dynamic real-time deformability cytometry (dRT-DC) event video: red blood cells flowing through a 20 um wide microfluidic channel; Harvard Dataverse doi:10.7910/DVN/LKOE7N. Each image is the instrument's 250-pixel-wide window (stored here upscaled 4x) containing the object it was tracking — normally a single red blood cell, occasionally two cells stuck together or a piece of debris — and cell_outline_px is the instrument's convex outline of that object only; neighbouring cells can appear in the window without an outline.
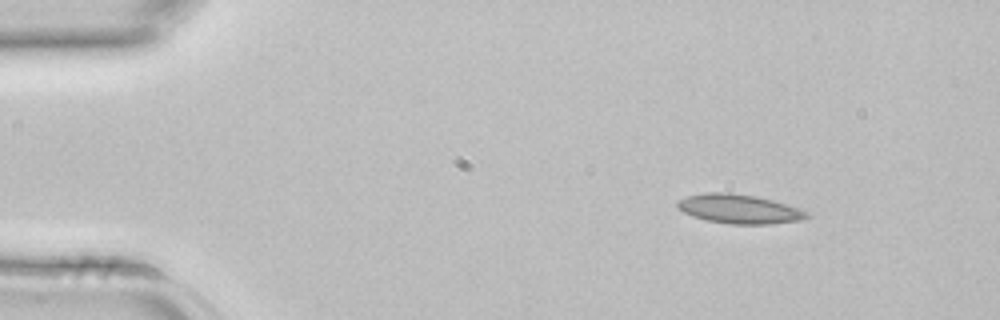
{"species": "common noctule bat (a hibernating species)", "species_latin": "Nyctalus noctula", "temperature_condition": "room temperature", "stored_images_in_passage": 2, "camera_frame_rate_fps": 3000, "um_per_image_px": 0.085, "animal": {"sex": "female", "body_mass_g": 22.7, "forearm_length_mm": 54.2}, "frame": {"image": 1, "passage_image": 1, "time_ms": 0.0, "image_size_px": [1000, 320], "cell_outline_px": [[812, 216], [804, 220], [768, 224], [728, 224], [708, 220], [692, 216], [676, 208], [676, 200], [688, 196], [704, 192], [732, 192], [756, 196], [772, 200], [800, 208], [808, 212]], "centroid_in_image_um": [62.84, 17.75], "position_along_channel_um": 22.2, "area_um2": 22.31}}